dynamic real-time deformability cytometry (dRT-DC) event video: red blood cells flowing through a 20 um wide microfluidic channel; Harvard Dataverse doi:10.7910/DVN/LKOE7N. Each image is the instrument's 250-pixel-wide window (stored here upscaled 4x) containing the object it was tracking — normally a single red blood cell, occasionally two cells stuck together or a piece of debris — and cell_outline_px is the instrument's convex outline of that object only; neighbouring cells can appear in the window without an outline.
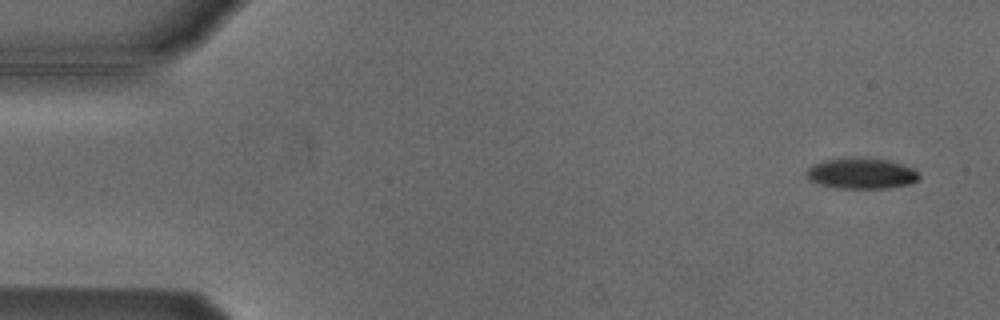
{"species": "Egyptian fruit bat (a non-hibernating species)", "species_latin": "Rousettus aegyptiacus", "temperature_condition": "cold", "stored_images_in_passage": 7, "camera_frame_rate_fps": 3000, "um_per_image_px": 0.085, "animal": {"sex": "male"}, "frame": {"image": 1, "passage_image": 1, "time_ms": 0.0, "image_size_px": [1000, 320], "cell_outline_px": [[920, 180], [912, 184], [888, 188], [836, 188], [820, 184], [808, 180], [804, 172], [812, 164], [824, 160], [840, 156], [864, 156], [888, 160], [912, 168], [920, 176]], "centroid_in_image_um": [73.17, 14.71], "position_along_channel_um": 11.8, "area_um2": 20.92}}
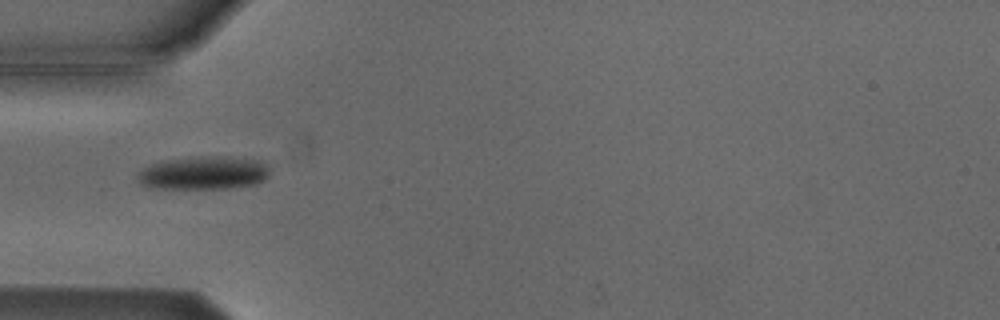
{"frame": {"image": 2, "passage_image": 5, "time_ms": 4.667, "image_size_px": [1000, 320], "cell_outline_px": [[268, 176], [264, 180], [256, 184], [228, 188], [148, 188], [140, 184], [136, 176], [136, 172], [160, 160], [200, 156], [224, 156], [256, 160], [264, 164], [268, 168]], "centroid_in_image_um": [17.24, 14.7], "position_along_channel_um": 67.8, "area_um2": 25.72}}
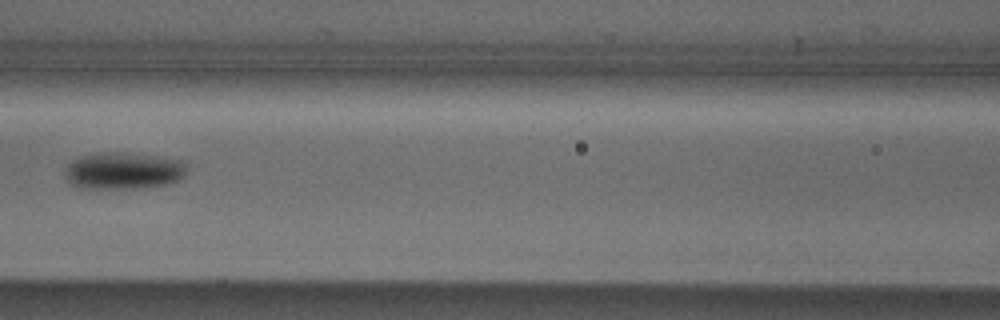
{"frame": {"image": 3, "passage_image": 7, "time_ms": 7.0, "image_size_px": [1000, 320], "cell_outline_px": [[184, 176], [180, 180], [168, 184], [144, 188], [80, 188], [72, 184], [68, 180], [64, 172], [68, 164], [72, 160], [80, 156], [96, 152], [120, 152], [156, 156], [180, 160], [184, 164]], "centroid_in_image_um": [10.45, 14.51], "position_along_channel_um": 156.1, "area_um2": 26.24}}